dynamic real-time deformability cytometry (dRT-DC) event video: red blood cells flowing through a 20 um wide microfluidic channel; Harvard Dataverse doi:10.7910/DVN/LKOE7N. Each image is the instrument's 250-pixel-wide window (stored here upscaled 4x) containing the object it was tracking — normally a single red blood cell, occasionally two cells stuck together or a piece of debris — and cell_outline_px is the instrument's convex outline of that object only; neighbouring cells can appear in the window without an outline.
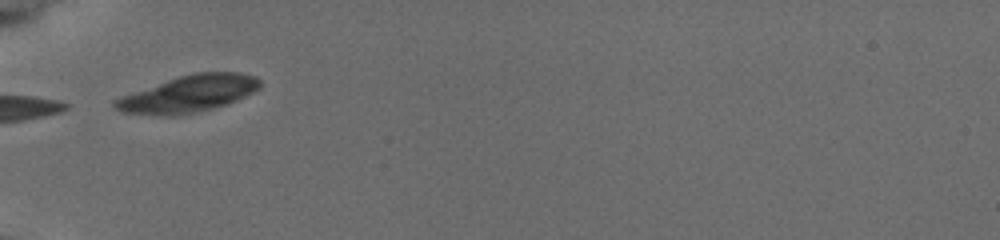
{"species": "common noctule bat (a hibernating species)", "species_latin": "Nyctalus noctula", "temperature_condition": "cold", "stored_images_in_passage": 22, "camera_frame_rate_fps": 3000, "um_per_image_px": 0.085, "animal": {"sex": "female", "body_mass_g": 19.5, "forearm_length_mm": 54.1}, "frame": {"image": 1, "passage_image": 1, "time_ms": 0.0, "image_size_px": [1000, 240], "cell_outline_px": [[260, 88], [244, 96], [224, 104], [212, 108], [196, 112], [176, 116], [160, 116], [120, 112], [112, 108], [112, 100], [168, 80], [180, 76], [196, 72], [240, 72], [256, 76], [260, 80]], "centroid_in_image_um": [16.0, 7.99], "position_along_channel_um": 69.0, "area_um2": 30.75}}